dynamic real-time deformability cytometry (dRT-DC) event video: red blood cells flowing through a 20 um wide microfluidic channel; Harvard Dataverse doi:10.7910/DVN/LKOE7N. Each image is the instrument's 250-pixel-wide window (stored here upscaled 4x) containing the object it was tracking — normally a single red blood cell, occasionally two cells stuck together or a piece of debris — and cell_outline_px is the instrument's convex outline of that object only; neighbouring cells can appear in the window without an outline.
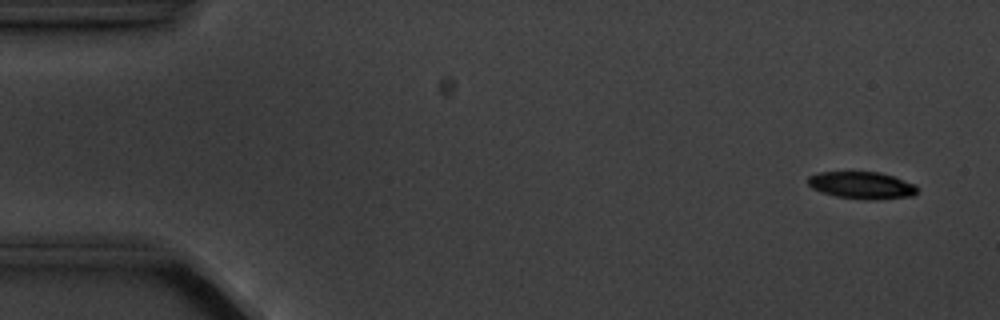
{"species": "common noctule bat (a hibernating species)", "species_latin": "Nyctalus noctula", "temperature_condition": "cold", "stored_images_in_passage": 4, "camera_frame_rate_fps": 3000, "um_per_image_px": 0.085, "animal": {"sex": "male", "body_mass_g": 20.1, "forearm_length_mm": 53.5}, "frame": {"image": 1, "passage_image": 1, "time_ms": 0.0, "image_size_px": [1000, 320], "cell_outline_px": [[916, 192], [912, 196], [876, 200], [864, 200], [836, 196], [812, 188], [808, 184], [808, 176], [820, 172], [880, 172], [916, 184]], "centroid_in_image_um": [73.26, 15.75], "position_along_channel_um": 11.7, "area_um2": 17.22}}